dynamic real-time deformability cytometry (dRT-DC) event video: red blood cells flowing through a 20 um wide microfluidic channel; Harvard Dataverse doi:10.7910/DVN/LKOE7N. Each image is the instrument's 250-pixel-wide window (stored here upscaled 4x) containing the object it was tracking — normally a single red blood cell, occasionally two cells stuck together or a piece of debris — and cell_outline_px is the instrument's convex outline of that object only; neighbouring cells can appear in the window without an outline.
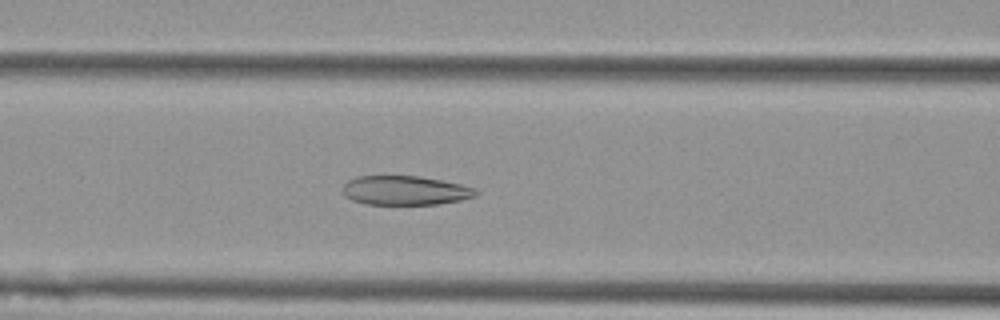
{"species": "Egyptian fruit bat (a non-hibernating species)", "species_latin": "Rousettus aegyptiacus", "temperature_condition": "cold", "stored_images_in_passage": 56, "camera_frame_rate_fps": 3000, "um_per_image_px": 0.085, "animal": {"sex": "female"}, "frame": {"image": 1, "passage_image": 23, "time_ms": 7.333, "image_size_px": [1000, 320], "cell_outline_px": [[480, 192], [476, 196], [460, 200], [440, 204], [364, 204], [352, 200], [344, 196], [344, 184], [348, 180], [356, 176], [420, 176], [460, 184], [472, 188]], "centroid_in_image_um": [34.42, 16.19], "position_along_channel_um": 132.2, "area_um2": 22.6}}
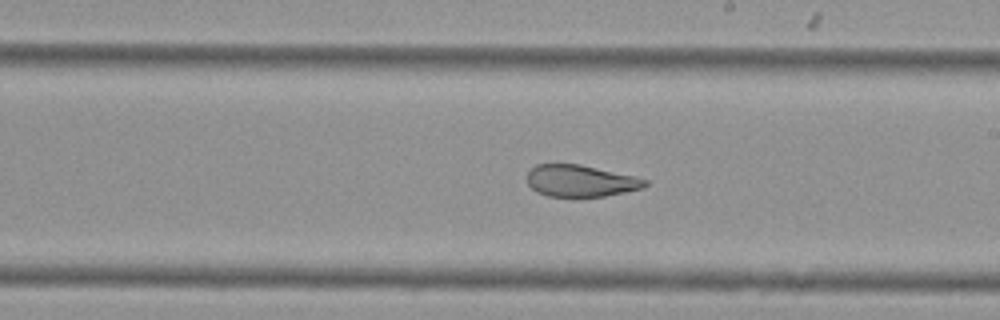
{"frame": {"image": 2, "passage_image": 32, "time_ms": 10.333, "image_size_px": [1000, 320], "cell_outline_px": [[648, 184], [644, 188], [604, 196], [548, 196], [536, 192], [528, 184], [528, 172], [536, 164], [580, 164], [632, 176], [648, 180]], "centroid_in_image_um": [49.34, 15.37], "position_along_channel_um": 239.7, "area_um2": 21.56}}
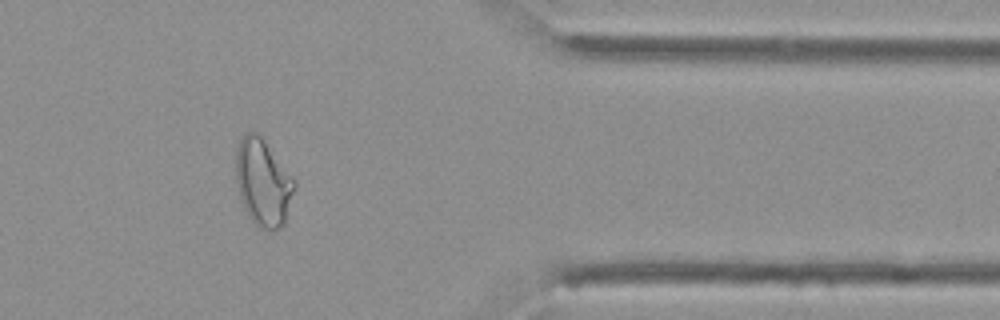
{"frame": {"image": 3, "passage_image": 46, "time_ms": 15.0, "image_size_px": [1000, 320], "cell_outline_px": [[296, 184], [284, 224], [272, 232], [260, 228], [248, 216], [244, 208], [240, 196], [236, 180], [236, 148], [240, 140], [248, 132], [256, 132], [264, 140], [296, 180]], "centroid_in_image_um": [22.36, 15.53], "position_along_channel_um": 389.0, "area_um2": 29.54}, "authors_computed_cell_mechanics": {"area_um2": 29.3335, "velocity_mm_per_s": 3.6113, "shape_relaxation_time_tau1_ms": null, "shape_relaxation_time_tau2_ms": 1.6471, "deformation_change_tau1": null, "deformation_change_tau2": 0.0835}}